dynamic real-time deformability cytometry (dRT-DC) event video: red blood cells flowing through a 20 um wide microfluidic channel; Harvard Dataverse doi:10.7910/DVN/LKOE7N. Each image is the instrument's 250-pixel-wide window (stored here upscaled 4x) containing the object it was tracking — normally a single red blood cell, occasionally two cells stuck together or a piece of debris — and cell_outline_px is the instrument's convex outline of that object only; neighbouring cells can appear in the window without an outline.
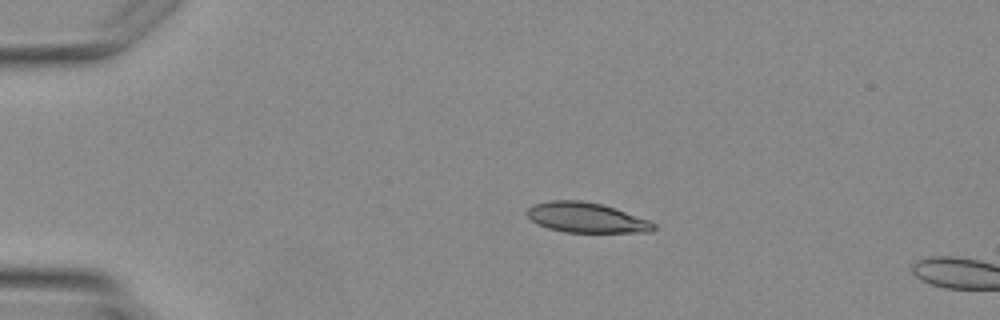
{"species": "Egyptian fruit bat (a non-hibernating species)", "species_latin": "Rousettus aegyptiacus", "temperature_condition": "warm", "stored_images_in_passage": 2, "camera_frame_rate_fps": 3000, "um_per_image_px": 0.085, "animal": {"sex": "female"}, "frame": {"image": 1, "passage_image": 1, "time_ms": 0.0, "image_size_px": [1000, 320], "cell_outline_px": [[656, 228], [652, 232], [564, 232], [548, 228], [532, 220], [524, 212], [532, 204], [548, 200], [580, 200], [600, 204], [648, 220], [656, 224]], "centroid_in_image_um": [49.79, 18.5], "position_along_channel_um": 35.2, "area_um2": 21.96}}